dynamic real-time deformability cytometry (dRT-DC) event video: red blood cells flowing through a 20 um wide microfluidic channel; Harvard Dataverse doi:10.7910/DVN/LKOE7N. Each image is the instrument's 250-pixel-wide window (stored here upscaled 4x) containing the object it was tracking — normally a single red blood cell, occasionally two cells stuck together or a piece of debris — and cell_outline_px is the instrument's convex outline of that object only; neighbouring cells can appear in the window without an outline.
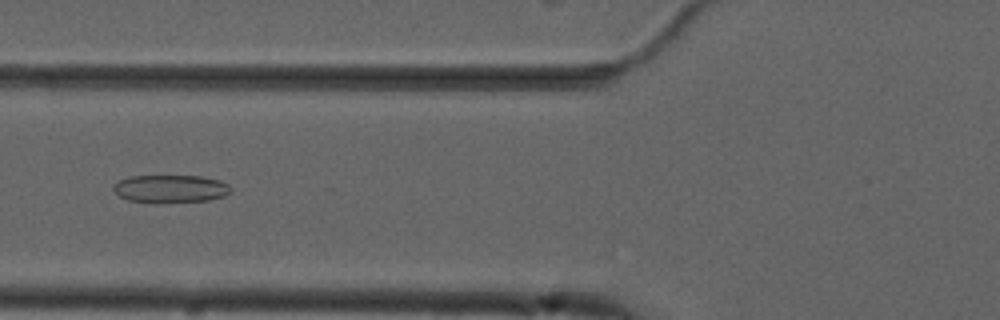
{"species": "common noctule bat (a hibernating species)", "species_latin": "Nyctalus noctula", "temperature_condition": "cold", "stored_images_in_passage": 5, "camera_frame_rate_fps": 3000, "um_per_image_px": 0.085, "animal": {"sex": "male", "forearm_length_mm": 52.5}, "frame": {"image": 1, "passage_image": 5, "time_ms": 4.333, "image_size_px": [1000, 320], "cell_outline_px": [[228, 192], [224, 196], [208, 200], [156, 204], [128, 200], [120, 196], [112, 188], [112, 184], [128, 176], [200, 176], [216, 180], [228, 184]], "centroid_in_image_um": [14.41, 16.06], "position_along_channel_um": 111.4, "area_um2": 19.07}}